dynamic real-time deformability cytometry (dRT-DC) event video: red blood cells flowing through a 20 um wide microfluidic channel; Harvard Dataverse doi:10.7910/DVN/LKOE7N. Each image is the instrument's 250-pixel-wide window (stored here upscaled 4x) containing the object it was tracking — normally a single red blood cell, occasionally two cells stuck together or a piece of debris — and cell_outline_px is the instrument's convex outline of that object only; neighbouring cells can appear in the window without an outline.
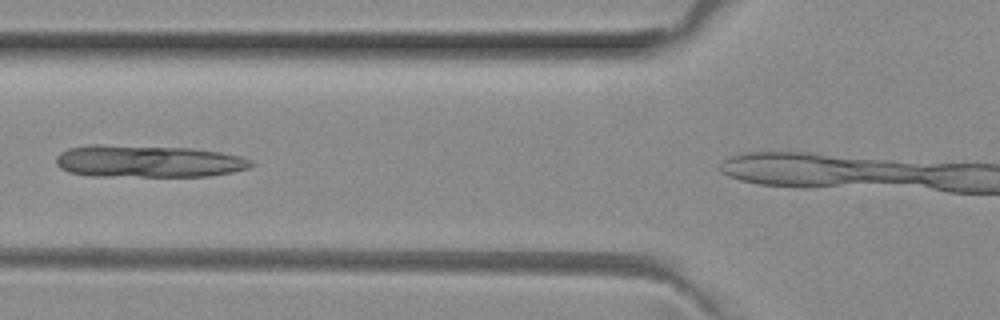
{"species": "common noctule bat (a hibernating species)", "species_latin": "Nyctalus noctula", "temperature_condition": "room temperature", "stored_images_in_passage": 3, "camera_frame_rate_fps": 3000, "um_per_image_px": 0.085, "animal": {"sex": "female", "body_mass_g": 29.2, "forearm_length_mm": 56.3}, "frame": {"image": 1, "passage_image": 2, "time_ms": 0.333, "image_size_px": [1000, 320], "cell_outline_px": [[256, 164], [248, 168], [232, 172], [208, 176], [92, 176], [68, 172], [60, 168], [56, 164], [56, 156], [60, 152], [68, 148], [92, 144], [100, 144], [192, 148], [220, 152], [240, 156], [252, 160]], "centroid_in_image_um": [12.57, 13.7], "position_along_channel_um": 113.2, "area_um2": 36.93}}